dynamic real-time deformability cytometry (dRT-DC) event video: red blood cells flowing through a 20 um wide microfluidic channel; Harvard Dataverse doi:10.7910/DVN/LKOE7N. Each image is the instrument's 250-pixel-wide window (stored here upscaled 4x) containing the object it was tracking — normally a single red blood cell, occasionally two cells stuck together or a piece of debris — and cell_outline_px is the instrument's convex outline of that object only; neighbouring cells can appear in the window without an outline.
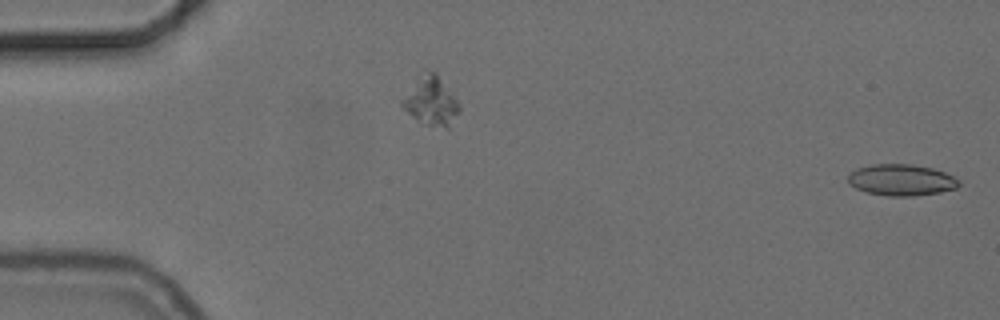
{"species": "common noctule bat (a hibernating species)", "species_latin": "Nyctalus noctula", "temperature_condition": "cold", "stored_images_in_passage": 55, "camera_frame_rate_fps": 3000, "um_per_image_px": 0.085, "animal": {"sex": "female", "body_mass_g": 24.6, "forearm_length_mm": 56.2}, "frame": {"image": 1, "passage_image": 1, "time_ms": 0.0, "image_size_px": [1000, 320], "cell_outline_px": [[960, 184], [956, 188], [940, 192], [912, 196], [888, 196], [864, 192], [848, 184], [848, 176], [856, 168], [872, 164], [912, 164], [932, 168], [944, 172], [960, 180]], "centroid_in_image_um": [76.59, 15.3], "position_along_channel_um": 8.4, "area_um2": 20.35}}
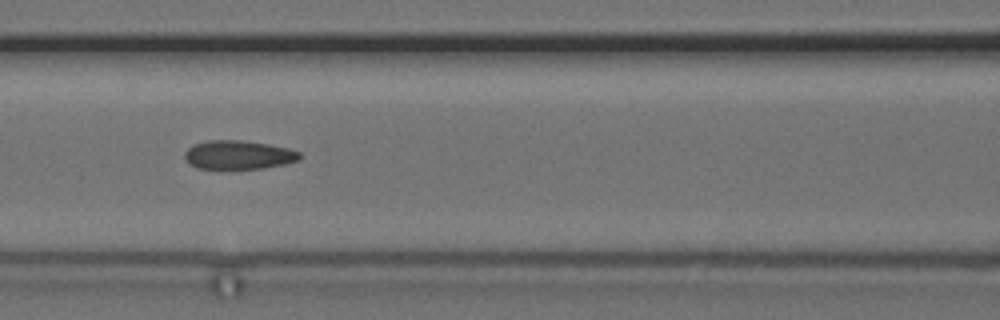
{"frame": {"image": 2, "passage_image": 24, "time_ms": 7.667, "image_size_px": [1000, 320], "cell_outline_px": [[304, 156], [300, 160], [284, 164], [264, 168], [224, 172], [220, 172], [196, 168], [188, 164], [184, 156], [184, 152], [192, 144], [208, 140], [244, 140], [268, 144], [288, 148], [300, 152]], "centroid_in_image_um": [20.22, 13.22], "position_along_channel_um": 146.4, "area_um2": 20.52}}
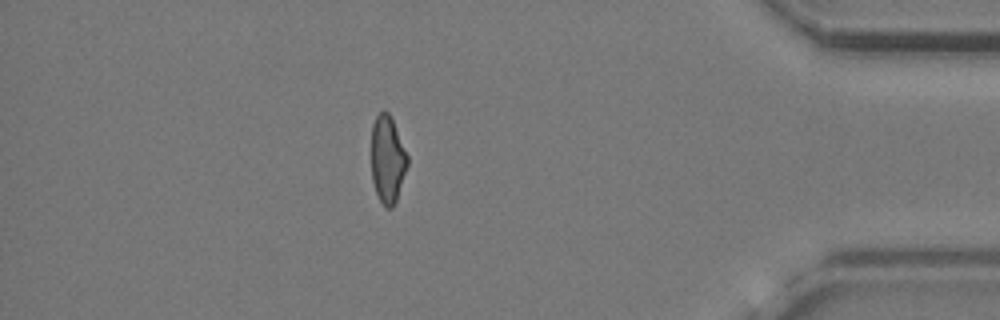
{"frame": {"image": 3, "passage_image": 48, "time_ms": 15.667, "image_size_px": [1000, 320], "cell_outline_px": [[408, 164], [396, 200], [392, 208], [384, 208], [376, 192], [372, 180], [372, 124], [376, 116], [384, 108], [388, 112], [392, 120], [408, 156]], "centroid_in_image_um": [32.93, 13.55], "position_along_channel_um": 402.3, "area_um2": 18.21}, "authors_computed_cell_mechanics": {"area_um2": 19.7676, "velocity_mm_per_s": 3.7118, "shape_relaxation_time_tau1_ms": 8.7253, "shape_relaxation_time_tau2_ms": 2.6101, "deformation_change_tau1": 0.1645, "deformation_change_tau2": 0.081}}